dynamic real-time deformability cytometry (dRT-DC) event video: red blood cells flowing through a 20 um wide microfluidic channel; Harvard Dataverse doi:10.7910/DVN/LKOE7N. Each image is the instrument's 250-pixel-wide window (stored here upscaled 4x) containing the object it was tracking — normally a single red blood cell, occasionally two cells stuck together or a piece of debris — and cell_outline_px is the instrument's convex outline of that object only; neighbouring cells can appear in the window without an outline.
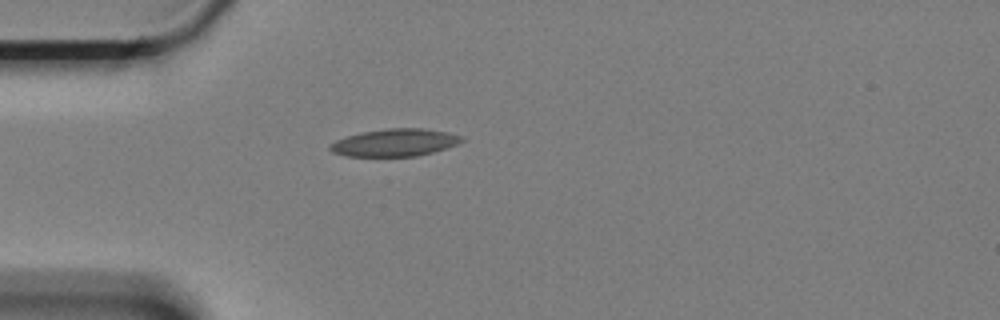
{"species": "Egyptian fruit bat (a non-hibernating species)", "species_latin": "Rousettus aegyptiacus", "temperature_condition": "cold", "stored_images_in_passage": 44, "camera_frame_rate_fps": 3000, "um_per_image_px": 0.085, "animal": {"sex": "female"}, "frame": {"image": 1, "passage_image": 1, "time_ms": 0.0, "image_size_px": [1000, 320], "cell_outline_px": [[464, 140], [456, 144], [432, 152], [416, 156], [348, 156], [332, 152], [328, 148], [328, 144], [336, 140], [360, 132], [388, 128], [424, 128], [464, 136]], "centroid_in_image_um": [33.52, 12.11], "position_along_channel_um": 51.5, "area_um2": 20.92}}
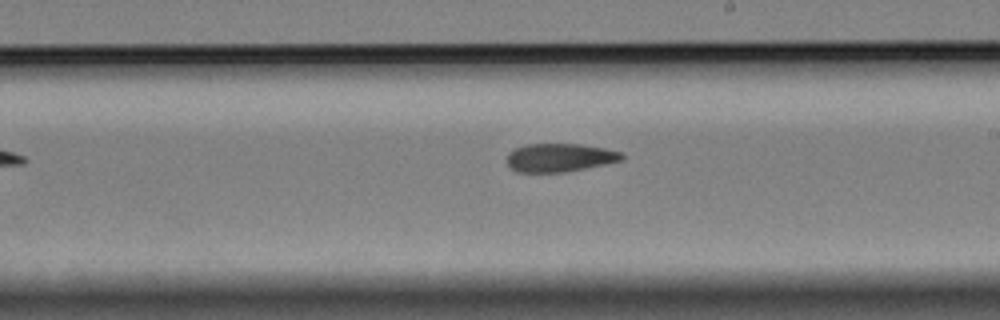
{"frame": {"image": 2, "passage_image": 19, "time_ms": 6.0, "image_size_px": [1000, 320], "cell_outline_px": [[624, 160], [564, 172], [516, 172], [508, 164], [508, 152], [524, 144], [580, 144], [604, 148], [620, 152], [624, 156]], "centroid_in_image_um": [47.56, 13.39], "position_along_channel_um": 241.4, "area_um2": 18.84}}
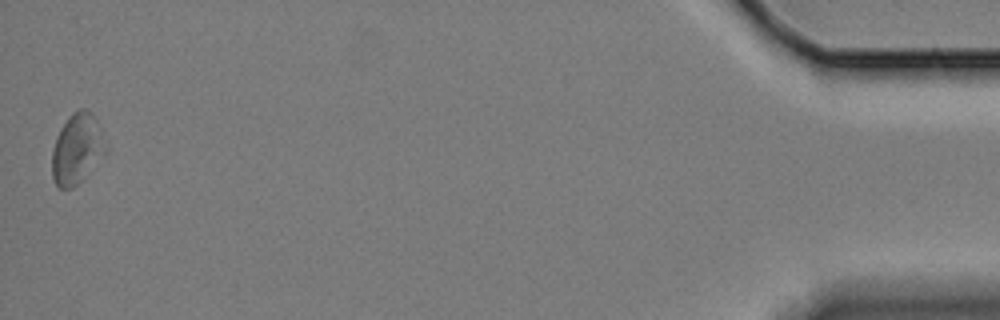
{"frame": {"image": 3, "passage_image": 44, "time_ms": 14.333, "image_size_px": [1000, 320], "cell_outline_px": [[108, 148], [80, 180], [72, 188], [60, 188], [56, 184], [52, 176], [52, 148], [56, 136], [60, 128], [68, 116], [72, 112], [80, 108], [88, 108], [92, 112], [96, 120]], "centroid_in_image_um": [6.51, 12.58], "position_along_channel_um": 428.7, "area_um2": 21.68}, "authors_computed_cell_mechanics": {"area_um2": 20.1144, "velocity_mm_per_s": 3.3126, "shape_relaxation_time_tau1_ms": null, "shape_relaxation_time_tau2_ms": 7.497, "deformation_change_tau1": null, "deformation_change_tau2": 0.1119}}